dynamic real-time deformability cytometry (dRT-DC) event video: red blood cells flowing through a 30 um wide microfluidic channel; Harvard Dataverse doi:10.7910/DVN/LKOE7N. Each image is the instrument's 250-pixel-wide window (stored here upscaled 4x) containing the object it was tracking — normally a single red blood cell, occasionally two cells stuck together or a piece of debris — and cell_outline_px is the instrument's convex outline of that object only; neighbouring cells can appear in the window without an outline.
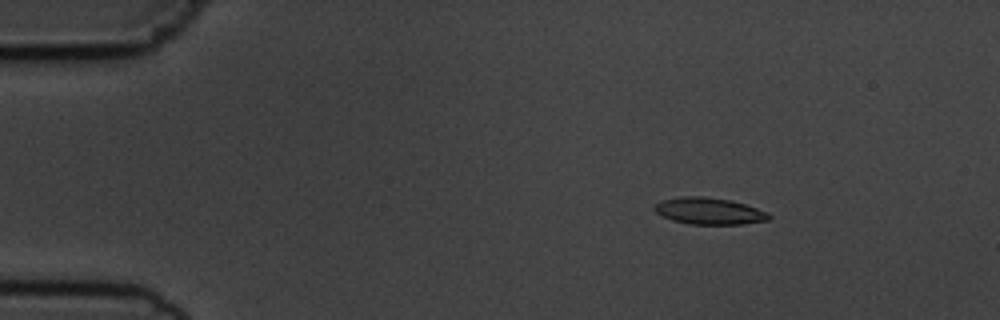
{"species": "common noctule bat (a hibernating species)", "species_latin": "Nyctalus noctula", "temperature_condition": "cold", "stored_images_in_passage": 6, "camera_frame_rate_fps": 3000, "um_per_image_px": 0.085, "animal": {"sex": "male", "body_mass_g": 19.5, "forearm_length_mm": 54.6}, "frame": {"image": 1, "passage_image": 3, "time_ms": 2.333, "image_size_px": [1000, 320], "cell_outline_px": [[772, 216], [768, 220], [740, 224], [688, 224], [672, 220], [656, 212], [652, 208], [660, 200], [684, 196], [704, 196], [728, 200], [744, 204], [768, 212]], "centroid_in_image_um": [60.26, 17.94], "position_along_channel_um": 24.7, "area_um2": 17.69}}
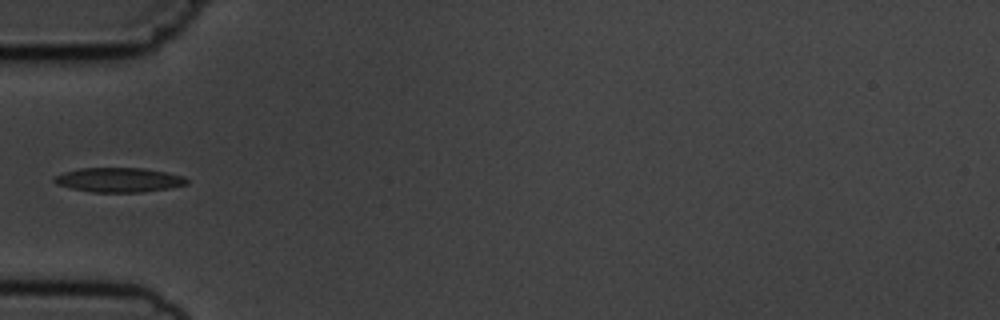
{"frame": {"image": 2, "passage_image": 6, "time_ms": 5.667, "image_size_px": [1000, 320], "cell_outline_px": [[188, 184], [168, 188], [140, 192], [92, 192], [72, 188], [56, 184], [52, 180], [56, 176], [64, 172], [80, 168], [144, 168], [184, 176], [188, 180]], "centroid_in_image_um": [10.1, 15.29], "position_along_channel_um": 74.9, "area_um2": 18.73}}